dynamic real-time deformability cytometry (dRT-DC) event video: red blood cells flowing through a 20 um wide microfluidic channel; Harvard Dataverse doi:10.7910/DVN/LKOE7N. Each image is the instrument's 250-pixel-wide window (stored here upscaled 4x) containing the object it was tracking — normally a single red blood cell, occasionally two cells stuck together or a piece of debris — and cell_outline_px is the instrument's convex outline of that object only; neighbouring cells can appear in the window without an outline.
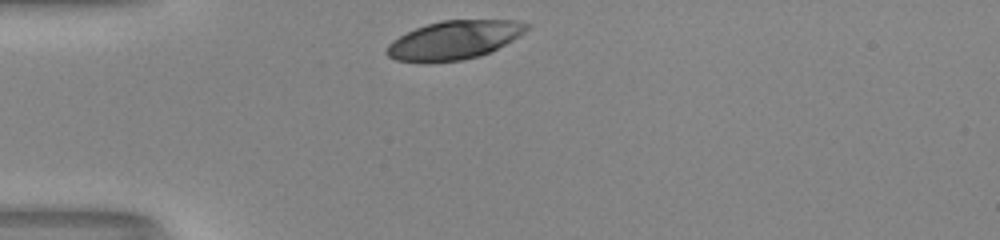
{"species": "human", "species_latin": "Homo sapiens", "temperature_condition": "room temperature", "stored_images_in_passage": 28, "camera_frame_rate_fps": 3000, "um_per_image_px": 0.085, "donor": {"sex": "male"}, "frame": {"image": 1, "passage_image": 1, "time_ms": 0.0, "image_size_px": [1000, 240], "cell_outline_px": [[532, 24], [524, 32], [512, 40], [480, 56], [460, 60], [396, 60], [388, 56], [384, 52], [388, 44], [392, 40], [416, 28], [428, 24], [444, 20], [512, 20]], "centroid_in_image_um": [38.62, 3.37], "position_along_channel_um": 46.4, "area_um2": 30.58}}
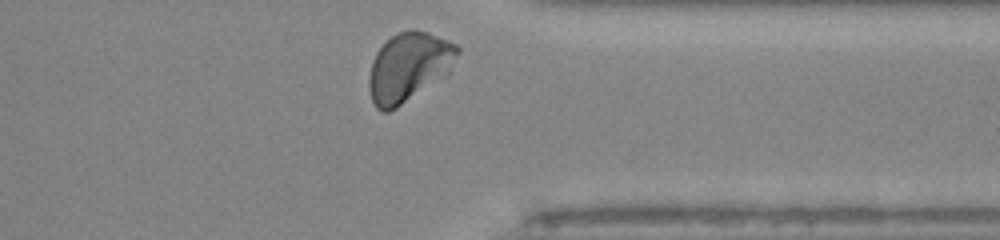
{"frame": {"image": 2, "passage_image": 28, "time_ms": 9.0, "image_size_px": [1000, 240], "cell_outline_px": [[460, 52], [448, 72], [444, 76], [396, 108], [388, 112], [380, 112], [376, 108], [372, 100], [368, 88], [368, 80], [372, 60], [376, 52], [396, 32], [416, 28], [428, 32], [448, 40], [456, 44], [460, 48]], "centroid_in_image_um": [34.73, 5.68], "position_along_channel_um": 376.7, "area_um2": 35.55}, "authors_computed_cell_mechanics": {"area_um2": 32.7148, "velocity_mm_per_s": 3.97, "shape_relaxation_time_tau1_ms": 2.6487, "shape_relaxation_time_tau2_ms": null, "deformation_change_tau1": 0.1645, "deformation_change_tau2": null}}